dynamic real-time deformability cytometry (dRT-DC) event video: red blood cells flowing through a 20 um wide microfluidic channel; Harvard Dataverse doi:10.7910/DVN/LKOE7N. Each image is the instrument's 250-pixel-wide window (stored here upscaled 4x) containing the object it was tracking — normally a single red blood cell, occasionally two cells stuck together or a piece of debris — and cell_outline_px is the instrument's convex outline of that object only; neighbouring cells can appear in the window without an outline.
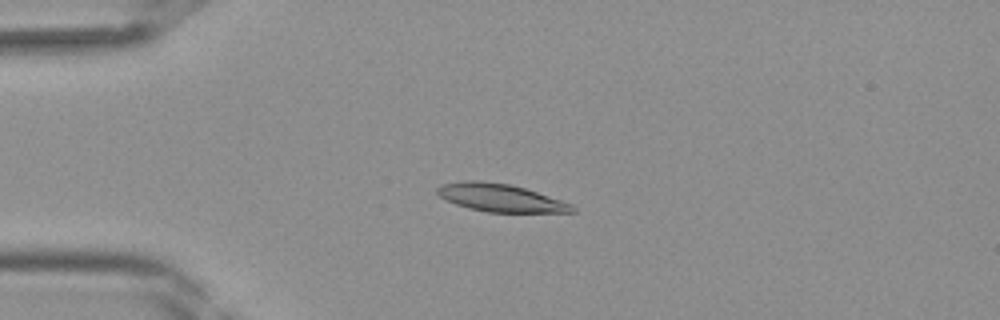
{"species": "Egyptian fruit bat (a non-hibernating species)", "species_latin": "Rousettus aegyptiacus", "temperature_condition": "room temperature", "stored_images_in_passage": 35, "camera_frame_rate_fps": 3000, "um_per_image_px": 0.085, "frame": {"image": 1, "passage_image": 4, "time_ms": 1.0, "image_size_px": [1000, 320], "cell_outline_px": [[576, 212], [488, 212], [468, 208], [456, 204], [440, 196], [436, 192], [436, 188], [440, 184], [464, 180], [476, 180], [512, 184], [572, 204], [576, 208]], "centroid_in_image_um": [42.51, 16.8], "position_along_channel_um": 42.5, "area_um2": 21.79}}
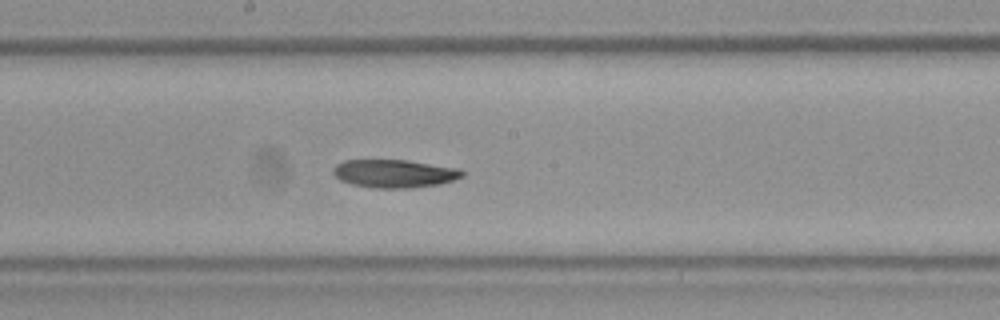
{"frame": {"image": 2, "passage_image": 16, "time_ms": 5.0, "image_size_px": [1000, 320], "cell_outline_px": [[464, 176], [440, 184], [412, 188], [372, 188], [352, 184], [340, 180], [332, 172], [332, 168], [336, 164], [344, 160], [408, 160], [460, 168], [464, 172]], "centroid_in_image_um": [33.53, 14.75], "position_along_channel_um": 214.7, "area_um2": 21.33}}
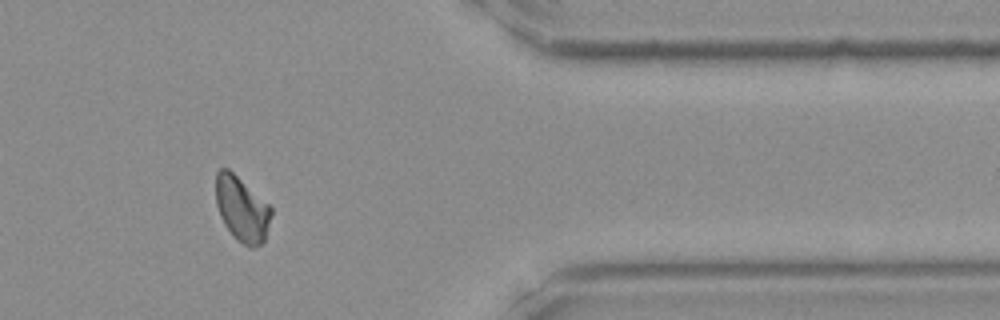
{"frame": {"image": 3, "passage_image": 28, "time_ms": 9.0, "image_size_px": [1000, 320], "cell_outline_px": [[272, 212], [264, 244], [252, 248], [248, 248], [236, 240], [232, 236], [224, 224], [220, 216], [216, 204], [216, 172], [220, 168], [228, 168], [268, 204], [272, 208]], "centroid_in_image_um": [20.55, 17.81], "position_along_channel_um": 390.8, "area_um2": 21.1}}